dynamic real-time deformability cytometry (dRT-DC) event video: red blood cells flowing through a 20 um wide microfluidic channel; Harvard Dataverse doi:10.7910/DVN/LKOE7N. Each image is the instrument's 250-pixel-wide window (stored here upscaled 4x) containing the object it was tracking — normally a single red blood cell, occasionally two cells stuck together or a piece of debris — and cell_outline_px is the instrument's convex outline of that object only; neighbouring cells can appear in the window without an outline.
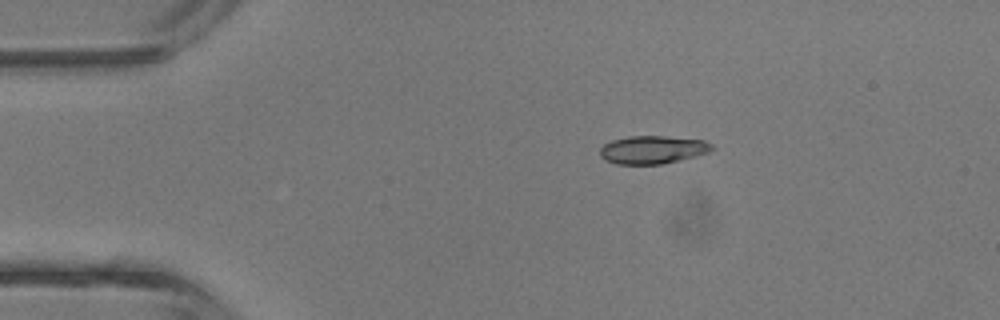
{"species": "common noctule bat (a hibernating species)", "species_latin": "Nyctalus noctula", "temperature_condition": "room temperature", "stored_images_in_passage": 2, "camera_frame_rate_fps": 3000, "um_per_image_px": 0.085, "animal": {"sex": "male", "body_mass_g": 13.3}, "frame": {"image": 1, "passage_image": 1, "time_ms": 0.0, "image_size_px": [1000, 320], "cell_outline_px": [[712, 148], [708, 152], [696, 156], [680, 160], [660, 164], [616, 164], [604, 160], [600, 156], [600, 148], [604, 144], [612, 140], [628, 136], [664, 136], [704, 140], [712, 144]], "centroid_in_image_um": [55.44, 12.72], "position_along_channel_um": 29.6, "area_um2": 18.26}}